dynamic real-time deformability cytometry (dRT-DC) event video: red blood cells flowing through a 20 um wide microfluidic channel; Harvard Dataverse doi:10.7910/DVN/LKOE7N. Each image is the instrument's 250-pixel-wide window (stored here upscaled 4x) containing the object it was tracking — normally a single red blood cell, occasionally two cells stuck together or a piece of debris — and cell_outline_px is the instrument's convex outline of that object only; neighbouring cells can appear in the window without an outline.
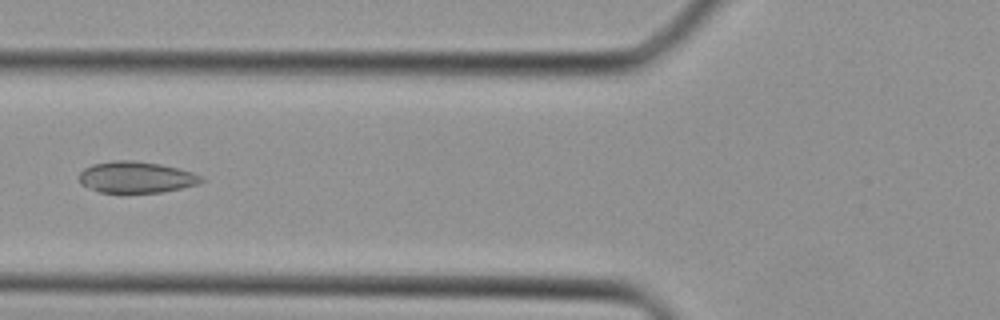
{"species": "Egyptian fruit bat (a non-hibernating species)", "species_latin": "Rousettus aegyptiacus", "temperature_condition": "cold", "stored_images_in_passage": 38, "segment_of_instrument_passage": [1, 2], "camera_frame_rate_fps": 3000, "um_per_image_px": 0.085, "animal": {"sex": "female"}, "frame": {"image": 1, "passage_image": 14, "time_ms": 4.333, "image_size_px": [1000, 320], "cell_outline_px": [[204, 180], [200, 184], [164, 192], [100, 192], [80, 184], [80, 172], [84, 168], [92, 164], [112, 160], [132, 160], [160, 164], [192, 172], [204, 176]], "centroid_in_image_um": [11.6, 15.06], "position_along_channel_um": 114.2, "area_um2": 22.37}}
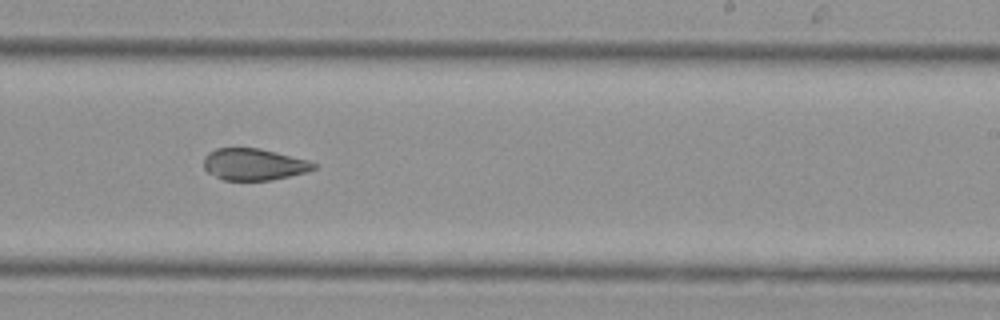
{"frame": {"image": 2, "passage_image": 23, "time_ms": 7.333, "image_size_px": [1000, 320], "cell_outline_px": [[320, 168], [308, 172], [272, 180], [224, 180], [208, 172], [204, 168], [204, 156], [208, 152], [216, 148], [260, 148], [308, 160], [320, 164]], "centroid_in_image_um": [21.64, 13.97], "position_along_channel_um": 267.4, "area_um2": 20.58}}
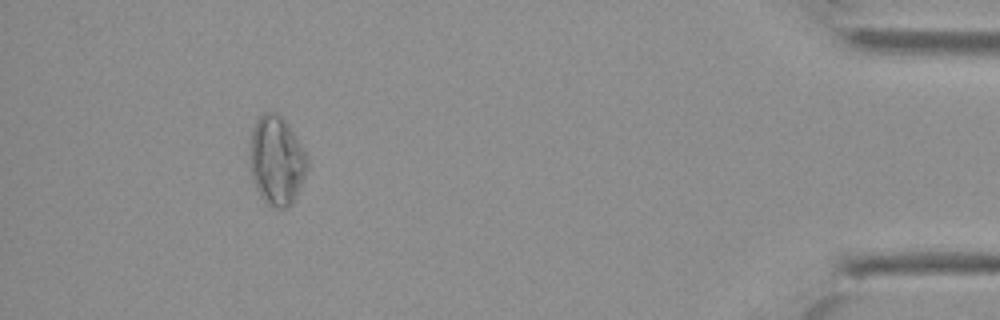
{"frame": {"image": 3, "passage_image": 35, "time_ms": 11.333, "image_size_px": [1000, 320], "cell_outline_px": [[308, 168], [300, 188], [292, 204], [284, 208], [272, 208], [260, 196], [256, 188], [252, 176], [252, 128], [256, 120], [264, 112], [276, 112], [288, 124], [296, 136], [308, 160]], "centroid_in_image_um": [23.54, 13.66], "position_along_channel_um": 411.7, "area_um2": 29.3}}